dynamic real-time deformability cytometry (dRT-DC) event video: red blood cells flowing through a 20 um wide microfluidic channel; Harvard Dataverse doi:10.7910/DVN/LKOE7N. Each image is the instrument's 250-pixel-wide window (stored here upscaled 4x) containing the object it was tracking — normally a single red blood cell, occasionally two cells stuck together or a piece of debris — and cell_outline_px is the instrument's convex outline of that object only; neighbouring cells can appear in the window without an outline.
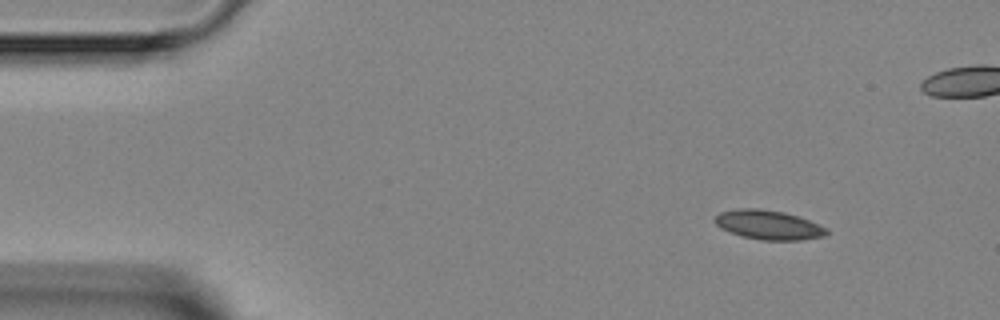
{"species": "Egyptian fruit bat (a non-hibernating species)", "species_latin": "Rousettus aegyptiacus", "temperature_condition": "room temperature", "stored_images_in_passage": 4, "camera_frame_rate_fps": 3000, "um_per_image_px": 0.085, "animal": {"sex": "female"}, "frame": {"image": 1, "passage_image": 1, "time_ms": 0.0, "image_size_px": [1000, 320], "cell_outline_px": [[828, 232], [824, 236], [800, 240], [760, 240], [740, 236], [720, 228], [712, 220], [720, 212], [740, 208], [760, 208], [784, 212], [800, 216], [828, 228]], "centroid_in_image_um": [65.31, 19.11], "position_along_channel_um": 19.7, "area_um2": 19.31}}